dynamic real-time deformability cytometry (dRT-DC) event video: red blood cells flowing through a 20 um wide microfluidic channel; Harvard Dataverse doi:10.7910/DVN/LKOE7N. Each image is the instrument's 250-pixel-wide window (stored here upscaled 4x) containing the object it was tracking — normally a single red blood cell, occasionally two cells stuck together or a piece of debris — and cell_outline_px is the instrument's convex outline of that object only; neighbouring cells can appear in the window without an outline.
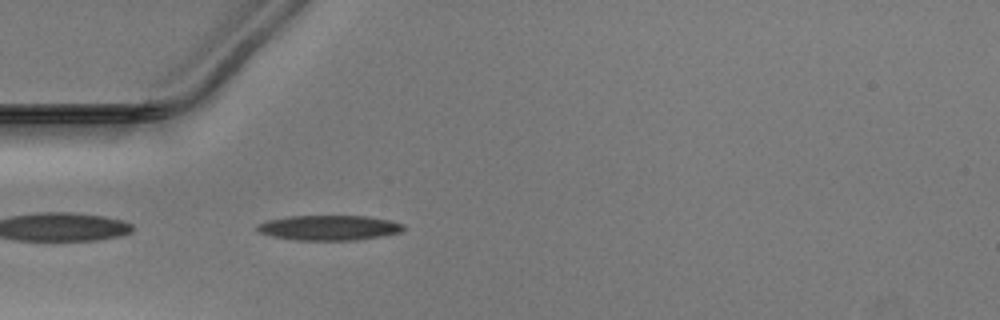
{"species": "Egyptian fruit bat (a non-hibernating species)", "species_latin": "Rousettus aegyptiacus", "temperature_condition": "warm", "stored_images_in_passage": 37, "camera_frame_rate_fps": 3000, "um_per_image_px": 0.085, "animal": {"sex": "male"}, "frame": {"image": 1, "passage_image": 1, "time_ms": 0.0, "image_size_px": [1000, 320], "cell_outline_px": [[404, 228], [400, 232], [384, 236], [356, 240], [296, 240], [272, 236], [256, 232], [256, 224], [268, 220], [288, 216], [368, 216], [388, 220], [404, 224]], "centroid_in_image_um": [27.94, 19.36], "position_along_channel_um": 57.1, "area_um2": 21.44}}
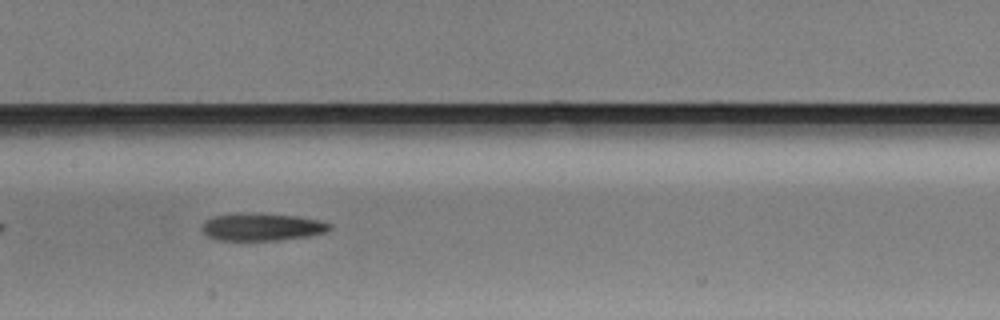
{"frame": {"image": 2, "passage_image": 11, "time_ms": 3.333, "image_size_px": [1000, 320], "cell_outline_px": [[332, 228], [328, 232], [308, 236], [276, 240], [216, 240], [208, 236], [200, 228], [208, 220], [216, 216], [240, 212], [244, 212], [296, 216], [320, 220], [332, 224]], "centroid_in_image_um": [22.3, 19.29], "position_along_channel_um": 185.1, "area_um2": 20.46}}
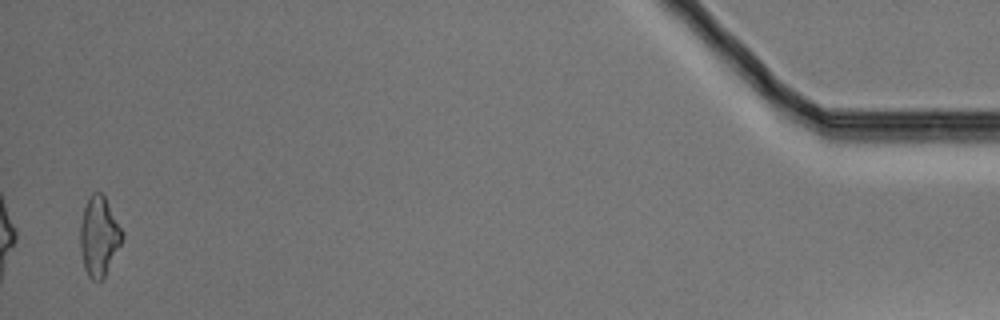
{"frame": {"image": 3, "passage_image": 36, "time_ms": 11.667, "image_size_px": [1000, 320], "cell_outline_px": [[124, 236], [104, 276], [100, 280], [92, 280], [88, 276], [84, 268], [80, 252], [80, 224], [84, 208], [88, 196], [92, 192], [104, 192], [124, 232]], "centroid_in_image_um": [8.41, 20.01], "position_along_channel_um": 426.8, "area_um2": 19.65}}